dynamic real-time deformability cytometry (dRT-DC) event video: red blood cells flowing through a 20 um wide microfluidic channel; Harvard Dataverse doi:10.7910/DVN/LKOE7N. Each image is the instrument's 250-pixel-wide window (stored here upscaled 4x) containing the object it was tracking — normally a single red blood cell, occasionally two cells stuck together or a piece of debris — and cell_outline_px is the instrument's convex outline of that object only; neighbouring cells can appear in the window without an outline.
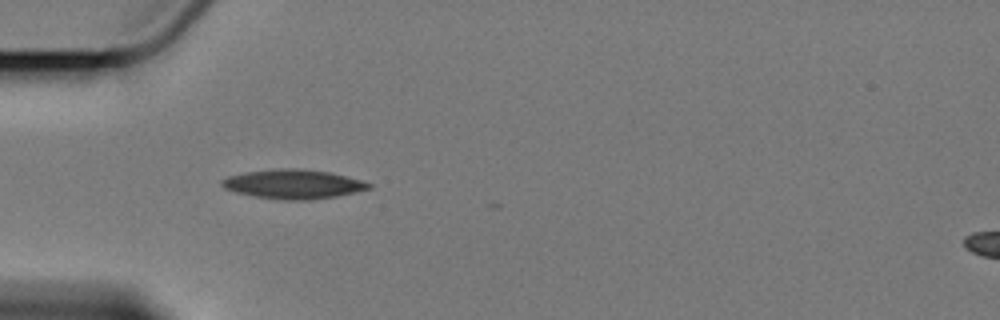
{"species": "Egyptian fruit bat (a non-hibernating species)", "species_latin": "Rousettus aegyptiacus", "temperature_condition": "cold", "stored_images_in_passage": 4, "camera_frame_rate_fps": 3000, "um_per_image_px": 0.085, "animal": {"sex": "female"}, "frame": {"image": 1, "passage_image": 3, "time_ms": 3.333, "image_size_px": [1000, 320], "cell_outline_px": [[372, 188], [356, 192], [336, 196], [308, 200], [284, 200], [256, 196], [236, 192], [224, 188], [220, 184], [220, 180], [228, 176], [244, 172], [276, 168], [300, 168], [328, 172], [360, 180], [372, 184]], "centroid_in_image_um": [24.9, 15.64], "position_along_channel_um": 60.1, "area_um2": 24.97}}